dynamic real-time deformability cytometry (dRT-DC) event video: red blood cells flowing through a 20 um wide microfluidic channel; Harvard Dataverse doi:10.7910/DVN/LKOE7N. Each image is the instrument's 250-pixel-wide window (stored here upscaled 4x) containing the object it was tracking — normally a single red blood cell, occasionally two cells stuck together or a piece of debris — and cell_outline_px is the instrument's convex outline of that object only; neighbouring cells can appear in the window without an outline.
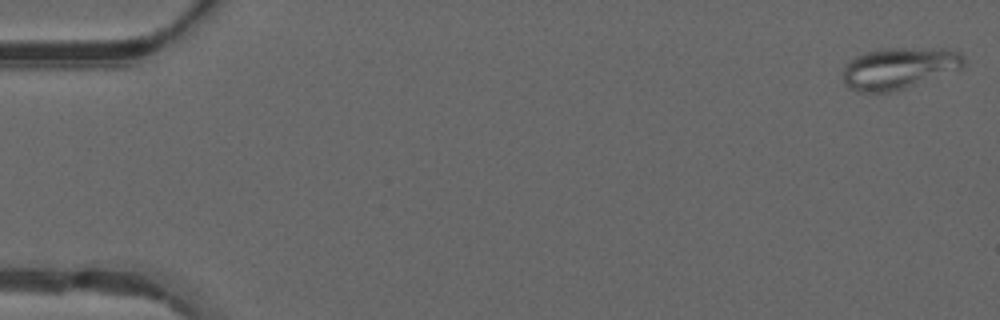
{"species": "common noctule bat (a hibernating species)", "species_latin": "Nyctalus noctula", "temperature_condition": "warm", "stored_images_in_passage": 49, "camera_frame_rate_fps": 3000, "um_per_image_px": 0.085, "animal": {"sex": "male", "forearm_length_mm": 52.5}, "frame": {"image": 1, "passage_image": 1, "time_ms": 0.0, "image_size_px": [1000, 320], "cell_outline_px": [[964, 64], [960, 68], [904, 88], [888, 92], [856, 92], [848, 88], [844, 84], [844, 64], [848, 60], [856, 56], [880, 48], [948, 48], [960, 52], [964, 56]], "centroid_in_image_um": [76.37, 5.78], "position_along_channel_um": 8.6, "area_um2": 29.19}}
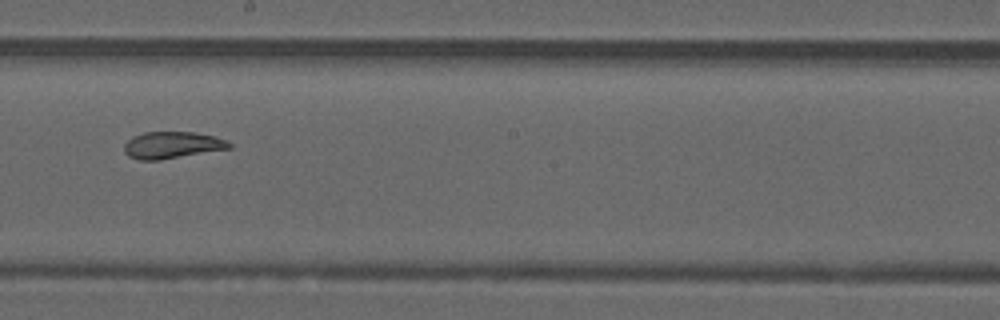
{"frame": {"image": 2, "passage_image": 28, "time_ms": 9.0, "image_size_px": [1000, 320], "cell_outline_px": [[232, 148], [160, 160], [140, 160], [128, 156], [124, 152], [124, 144], [132, 136], [144, 132], [192, 132], [216, 136], [228, 140], [232, 144]], "centroid_in_image_um": [14.65, 12.33], "position_along_channel_um": 233.6, "area_um2": 16.59}}
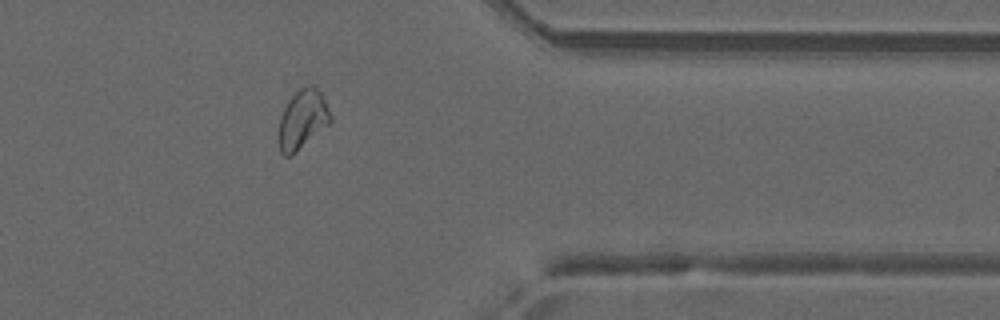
{"frame": {"image": 3, "passage_image": 40, "time_ms": 13.0, "image_size_px": [1000, 320], "cell_outline_px": [[332, 120], [328, 124], [288, 156], [284, 156], [280, 152], [276, 140], [280, 116], [288, 100], [300, 88], [308, 84], [312, 84], [320, 92], [332, 116]], "centroid_in_image_um": [25.66, 10.12], "position_along_channel_um": 385.7, "area_um2": 17.57}, "authors_computed_cell_mechanics": {"area_um2": 19.8832, "velocity_mm_per_s": 4.1629, "shape_relaxation_time_tau1_ms": null, "shape_relaxation_time_tau2_ms": 1.6919, "deformation_change_tau1": null, "deformation_change_tau2": 0.0634}}